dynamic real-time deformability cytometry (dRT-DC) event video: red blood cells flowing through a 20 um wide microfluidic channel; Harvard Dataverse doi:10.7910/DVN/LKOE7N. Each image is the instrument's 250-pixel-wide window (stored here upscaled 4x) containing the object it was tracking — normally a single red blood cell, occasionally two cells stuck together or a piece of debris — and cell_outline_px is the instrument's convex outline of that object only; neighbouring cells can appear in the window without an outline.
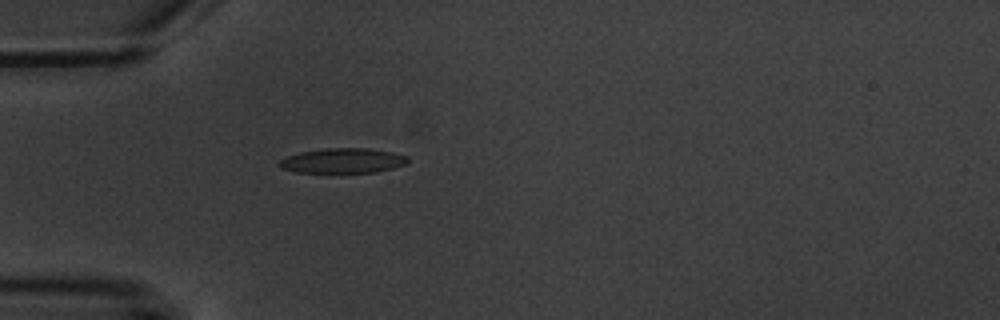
{"species": "common noctule bat (a hibernating species)", "species_latin": "Nyctalus noctula", "temperature_condition": "warm", "stored_images_in_passage": 1, "camera_frame_rate_fps": 3000, "um_per_image_px": 0.085, "animal": {"sex": "male", "body_mass_g": 20.1, "forearm_length_mm": 53.5}, "frame": {"image": 1, "passage_image": 1, "time_ms": 0.0, "image_size_px": [1000, 320], "cell_outline_px": [[408, 160], [404, 164], [392, 168], [372, 172], [296, 172], [280, 168], [280, 160], [288, 156], [300, 152], [328, 148], [368, 148], [392, 152], [408, 156]], "centroid_in_image_um": [29.13, 13.65], "position_along_channel_um": 55.9, "area_um2": 18.32}}